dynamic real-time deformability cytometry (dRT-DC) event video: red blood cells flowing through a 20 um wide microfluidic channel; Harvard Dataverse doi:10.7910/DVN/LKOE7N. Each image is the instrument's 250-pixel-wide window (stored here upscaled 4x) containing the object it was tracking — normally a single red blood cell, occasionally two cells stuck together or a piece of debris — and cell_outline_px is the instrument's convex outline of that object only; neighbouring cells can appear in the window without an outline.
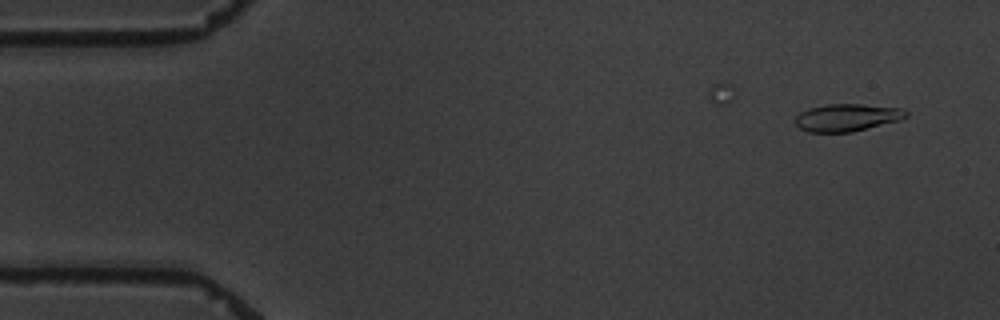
{"species": "common noctule bat (a hibernating species)", "species_latin": "Nyctalus noctula", "temperature_condition": "warm", "stored_images_in_passage": 3, "camera_frame_rate_fps": 3000, "um_per_image_px": 0.085, "animal": {"sex": "male", "body_mass_g": 19.5, "forearm_length_mm": 54.6}, "frame": {"image": 1, "passage_image": 3, "time_ms": 2.333, "image_size_px": [1000, 320], "cell_outline_px": [[908, 116], [900, 120], [852, 132], [808, 132], [800, 128], [796, 124], [796, 116], [800, 112], [808, 108], [828, 104], [860, 104], [904, 108], [908, 112]], "centroid_in_image_um": [72.02, 9.98], "position_along_channel_um": 13.0, "area_um2": 17.74}}